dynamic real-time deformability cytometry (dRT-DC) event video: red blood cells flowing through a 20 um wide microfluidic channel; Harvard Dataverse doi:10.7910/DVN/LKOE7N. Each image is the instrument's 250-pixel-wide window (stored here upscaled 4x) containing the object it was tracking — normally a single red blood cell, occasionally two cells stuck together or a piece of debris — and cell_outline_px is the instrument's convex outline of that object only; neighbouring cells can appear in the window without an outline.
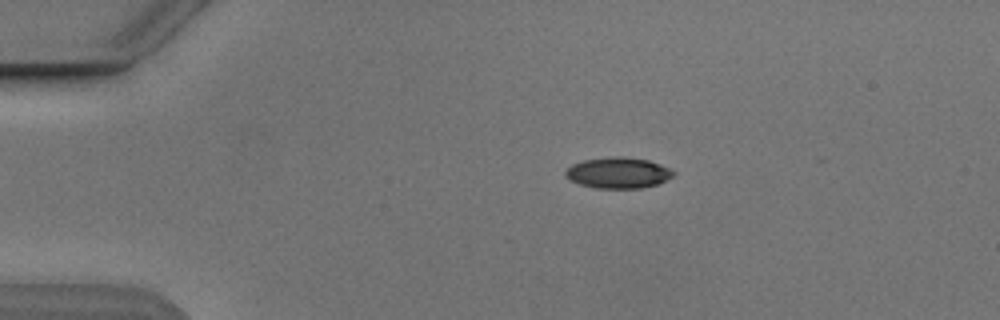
{"species": "Egyptian fruit bat (a non-hibernating species)", "species_latin": "Rousettus aegyptiacus", "temperature_condition": "cold", "stored_images_in_passage": 7, "camera_frame_rate_fps": 3000, "um_per_image_px": 0.085, "animal": {"sex": "male"}, "frame": {"image": 1, "passage_image": 3, "time_ms": 3.333, "image_size_px": [1000, 320], "cell_outline_px": [[676, 172], [672, 176], [656, 184], [640, 188], [596, 188], [580, 184], [564, 176], [564, 172], [572, 164], [584, 160], [612, 156], [620, 156], [648, 160], [660, 164]], "centroid_in_image_um": [52.52, 14.68], "position_along_channel_um": 32.5, "area_um2": 19.25}}
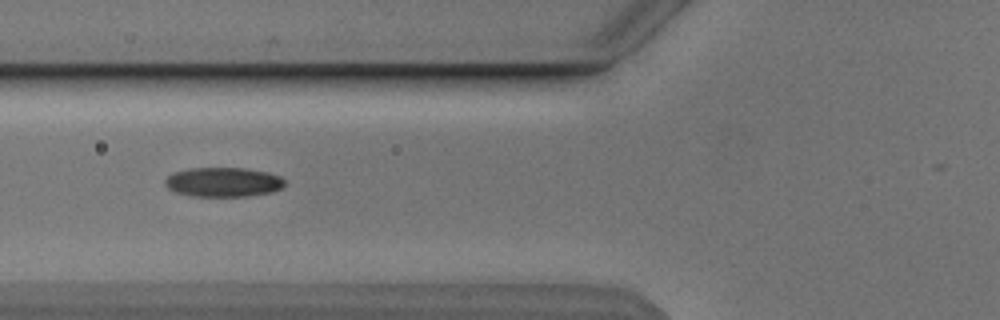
{"frame": {"image": 2, "passage_image": 6, "time_ms": 6.667, "image_size_px": [1000, 320], "cell_outline_px": [[284, 184], [280, 188], [272, 192], [248, 196], [192, 196], [176, 192], [168, 188], [164, 184], [164, 180], [168, 176], [176, 172], [188, 168], [244, 168], [264, 172], [280, 176], [284, 180]], "centroid_in_image_um": [18.95, 15.48], "position_along_channel_um": 106.9, "area_um2": 20.35}}
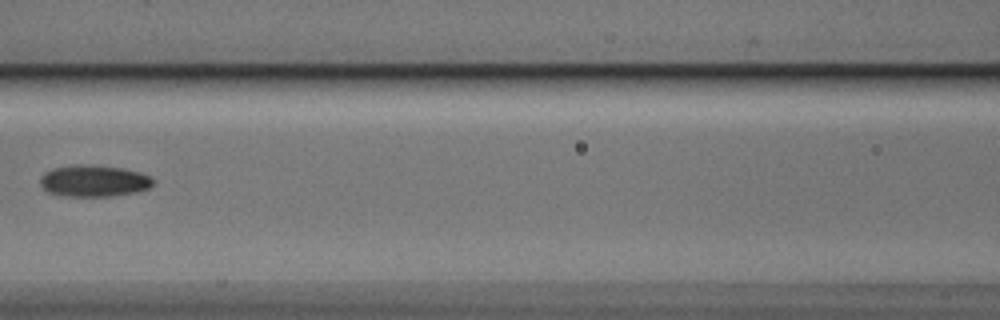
{"frame": {"image": 3, "passage_image": 7, "time_ms": 8.0, "image_size_px": [1000, 320], "cell_outline_px": [[156, 180], [148, 188], [140, 192], [112, 196], [64, 196], [48, 192], [40, 184], [40, 176], [44, 172], [52, 168], [76, 164], [84, 164], [120, 168], [140, 172], [152, 176]], "centroid_in_image_um": [7.99, 15.38], "position_along_channel_um": 158.6, "area_um2": 21.04}}